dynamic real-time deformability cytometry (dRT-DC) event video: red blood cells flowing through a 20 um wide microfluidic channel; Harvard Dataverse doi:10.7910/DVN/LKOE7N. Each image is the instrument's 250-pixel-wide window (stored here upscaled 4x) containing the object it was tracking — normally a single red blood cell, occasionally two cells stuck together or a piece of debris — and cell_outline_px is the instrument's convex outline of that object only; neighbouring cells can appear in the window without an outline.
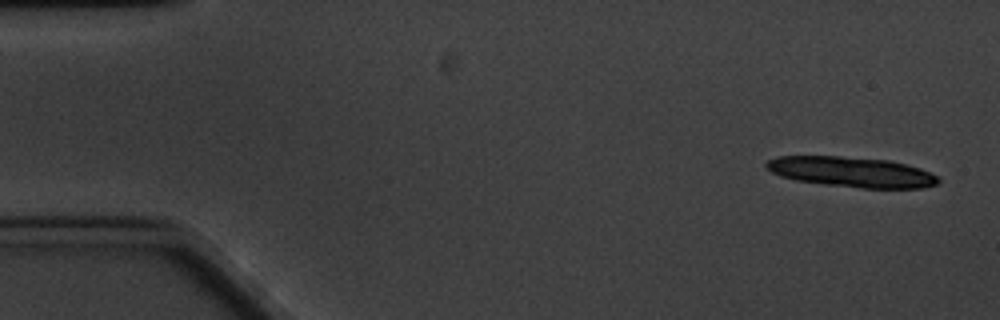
{"species": "common noctule bat (a hibernating species)", "species_latin": "Nyctalus noctula", "temperature_condition": "cold", "stored_images_in_passage": 5, "camera_frame_rate_fps": 3000, "um_per_image_px": 0.085, "animal": {"sex": "male", "body_mass_g": 20.1, "forearm_length_mm": 53.5}, "frame": {"image": 1, "passage_image": 1, "time_ms": 0.0, "image_size_px": [1000, 320], "cell_outline_px": [[940, 180], [936, 184], [920, 188], [864, 188], [824, 184], [796, 180], [780, 176], [772, 172], [764, 164], [768, 160], [776, 156], [840, 156], [888, 160], [920, 168], [936, 176]], "centroid_in_image_um": [72.35, 14.61], "position_along_channel_um": 12.7, "area_um2": 30.06}}